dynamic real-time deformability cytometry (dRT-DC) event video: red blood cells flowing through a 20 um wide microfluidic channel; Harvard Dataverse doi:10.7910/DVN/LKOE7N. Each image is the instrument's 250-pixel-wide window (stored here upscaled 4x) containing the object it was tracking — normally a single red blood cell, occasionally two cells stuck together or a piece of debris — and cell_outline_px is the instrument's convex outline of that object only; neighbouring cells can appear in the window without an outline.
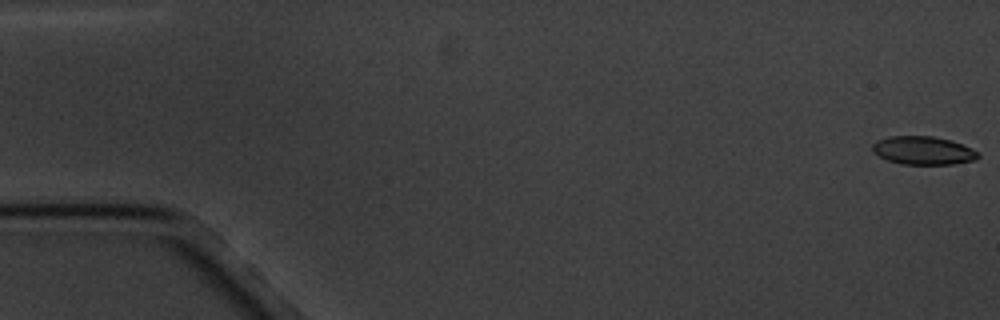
{"species": "common noctule bat (a hibernating species)", "species_latin": "Nyctalus noctula", "temperature_condition": "cold", "stored_images_in_passage": 8, "segment_of_instrument_passage": [1, 2], "camera_frame_rate_fps": 3000, "um_per_image_px": 0.085, "animal": {"sex": "male", "body_mass_g": 20.1, "forearm_length_mm": 53.5}, "frame": {"image": 1, "passage_image": 1, "time_ms": 0.0, "image_size_px": [1000, 320], "cell_outline_px": [[980, 156], [976, 160], [952, 164], [900, 164], [888, 160], [872, 152], [872, 144], [876, 140], [888, 136], [932, 136], [952, 140], [972, 148]], "centroid_in_image_um": [78.45, 12.78], "position_along_channel_um": 6.5, "area_um2": 17.51}}
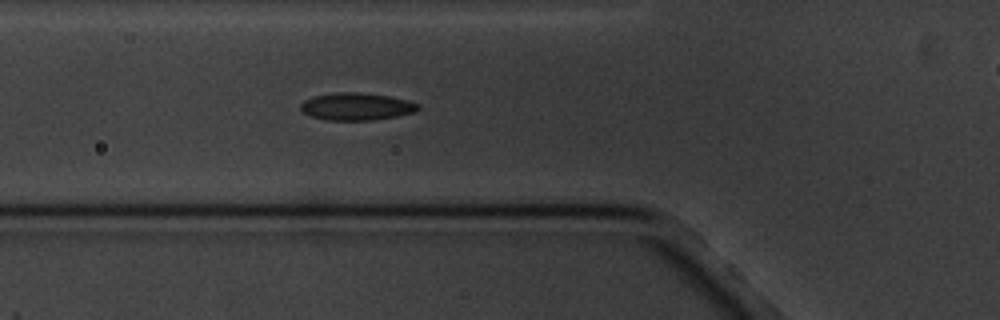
{"frame": {"image": 2, "passage_image": 7, "time_ms": 6.667, "image_size_px": [1000, 320], "cell_outline_px": [[420, 108], [416, 112], [396, 116], [372, 120], [328, 120], [312, 116], [304, 112], [300, 108], [300, 104], [304, 100], [312, 96], [336, 92], [356, 92], [388, 96], [408, 100], [420, 104]], "centroid_in_image_um": [30.32, 9.05], "position_along_channel_um": 95.5, "area_um2": 18.73}}